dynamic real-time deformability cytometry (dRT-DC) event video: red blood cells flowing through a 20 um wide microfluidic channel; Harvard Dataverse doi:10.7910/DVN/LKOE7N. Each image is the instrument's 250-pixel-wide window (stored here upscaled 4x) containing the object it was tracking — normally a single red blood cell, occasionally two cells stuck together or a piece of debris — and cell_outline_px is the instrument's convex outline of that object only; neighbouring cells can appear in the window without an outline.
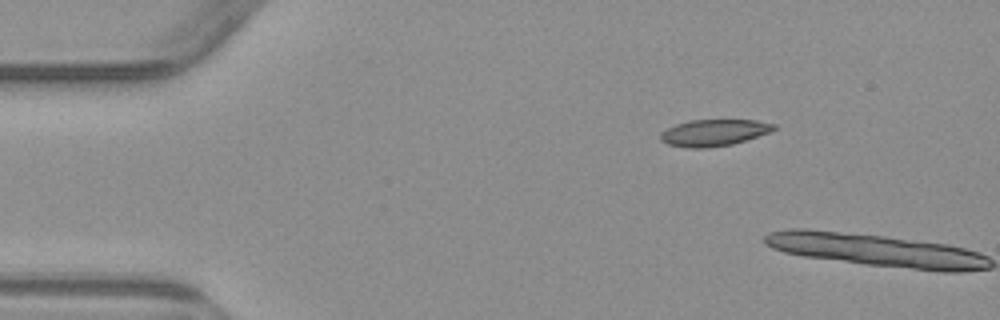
{"species": "common noctule bat (a hibernating species)", "species_latin": "Nyctalus noctula", "temperature_condition": "warm", "stored_images_in_passage": 4, "camera_frame_rate_fps": 3000, "um_per_image_px": 0.085, "animal": {"sex": "male", "body_mass_g": 23.1, "forearm_length_mm": 52.7}, "frame": {"image": 1, "passage_image": 4, "time_ms": 3.667, "image_size_px": [1000, 320], "cell_outline_px": [[776, 128], [772, 132], [732, 144], [708, 148], [688, 148], [668, 144], [660, 140], [660, 132], [676, 124], [688, 120], [756, 120], [776, 124]], "centroid_in_image_um": [60.69, 11.28], "position_along_channel_um": 24.3, "area_um2": 17.69}}